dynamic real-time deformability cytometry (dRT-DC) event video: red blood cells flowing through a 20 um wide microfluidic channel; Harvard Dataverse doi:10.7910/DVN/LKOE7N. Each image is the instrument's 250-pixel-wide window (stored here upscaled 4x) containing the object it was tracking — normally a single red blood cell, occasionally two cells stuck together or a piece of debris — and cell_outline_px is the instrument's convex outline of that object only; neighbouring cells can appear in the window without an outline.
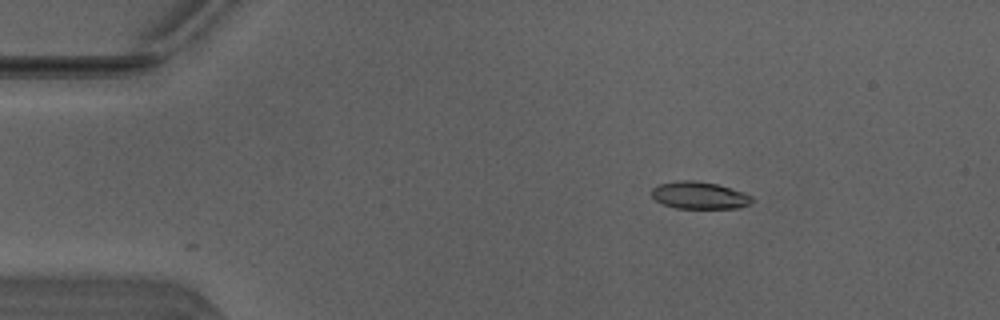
{"species": "Egyptian fruit bat (a non-hibernating species)", "species_latin": "Rousettus aegyptiacus", "temperature_condition": "warm", "stored_images_in_passage": 9, "camera_frame_rate_fps": 3000, "um_per_image_px": 0.085, "animal": {"sex": "male"}, "frame": {"image": 1, "passage_image": 1, "time_ms": 0.0, "image_size_px": [1000, 320], "cell_outline_px": [[756, 200], [752, 204], [740, 208], [676, 208], [664, 204], [656, 200], [652, 196], [652, 188], [660, 184], [680, 180], [696, 180], [716, 184], [744, 192], [752, 196]], "centroid_in_image_um": [59.51, 16.61], "position_along_channel_um": 25.5, "area_um2": 16.01}}